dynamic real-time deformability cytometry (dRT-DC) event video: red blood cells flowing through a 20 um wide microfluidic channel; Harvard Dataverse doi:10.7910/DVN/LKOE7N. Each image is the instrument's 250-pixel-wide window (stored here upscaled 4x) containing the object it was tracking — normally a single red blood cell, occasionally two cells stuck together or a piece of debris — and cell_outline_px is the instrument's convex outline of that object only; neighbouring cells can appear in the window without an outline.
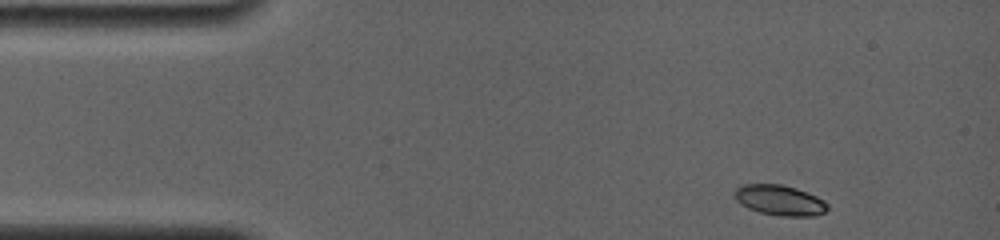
{"species": "common noctule bat (a hibernating species)", "species_latin": "Nyctalus noctula", "temperature_condition": "room temperature", "stored_images_in_passage": 54, "camera_frame_rate_fps": 4000, "um_per_image_px": 0.085, "animal": {"sex": "female", "body_mass_g": 19.0, "forearm_length_mm": 56.7}, "frame": {"image": 1, "passage_image": 1, "time_ms": 0.0, "image_size_px": [1000, 240], "cell_outline_px": [[828, 208], [824, 212], [816, 216], [780, 216], [760, 212], [748, 208], [740, 204], [736, 200], [732, 192], [736, 188], [744, 184], [780, 184], [796, 188], [816, 196], [824, 200], [828, 204]], "centroid_in_image_um": [66.26, 17.02], "position_along_channel_um": 18.7, "area_um2": 16.53}}
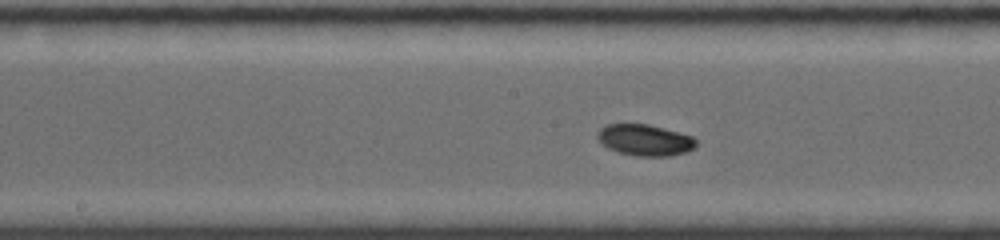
{"frame": {"image": 2, "passage_image": 33, "time_ms": 6.5, "image_size_px": [1000, 240], "cell_outline_px": [[696, 148], [688, 152], [672, 156], [636, 156], [620, 152], [608, 148], [596, 136], [596, 132], [600, 128], [608, 124], [648, 124], [692, 136], [696, 140]], "centroid_in_image_um": [54.84, 11.91], "position_along_channel_um": 193.4, "area_um2": 17.98}}
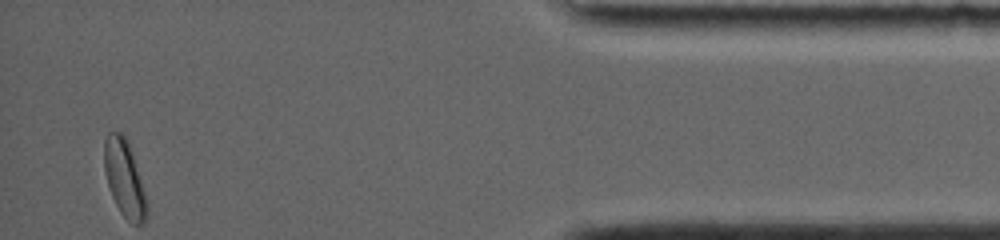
{"frame": {"image": 3, "passage_image": 54, "time_ms": 13.75, "image_size_px": [1000, 240], "cell_outline_px": [[148, 212], [144, 224], [132, 224], [120, 212], [112, 196], [104, 172], [104, 140], [108, 132], [120, 132], [124, 136], [128, 144], [148, 200]], "centroid_in_image_um": [10.58, 15.22], "position_along_channel_um": 424.6, "area_um2": 18.9}, "authors_computed_cell_mechanics": {"area_um2": 17.3978, "velocity_mm_per_s": 3.8754, "shape_relaxation_time_tau1_ms": 2.5083, "shape_relaxation_time_tau2_ms": null, "deformation_change_tau1": 0.1127, "deformation_change_tau2": null}}